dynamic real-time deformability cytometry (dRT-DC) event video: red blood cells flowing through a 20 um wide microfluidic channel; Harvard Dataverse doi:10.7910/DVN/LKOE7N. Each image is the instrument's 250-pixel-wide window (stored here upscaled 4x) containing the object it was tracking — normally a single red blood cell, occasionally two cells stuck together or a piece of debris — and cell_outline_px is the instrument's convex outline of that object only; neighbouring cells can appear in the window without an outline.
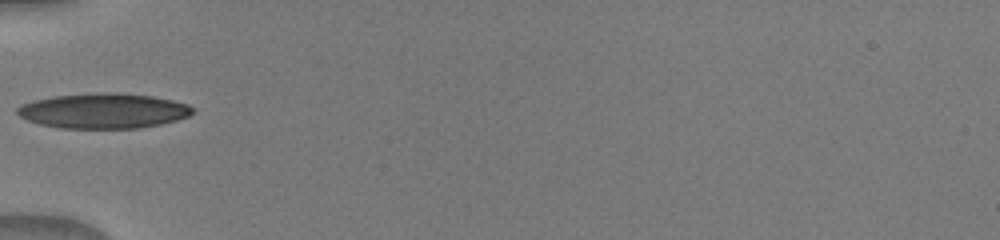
{"species": "human", "species_latin": "Homo sapiens", "temperature_condition": "warm", "stored_images_in_passage": 8, "camera_frame_rate_fps": 3000, "um_per_image_px": 0.085, "donor": {"sex": "male"}, "frame": {"image": 1, "passage_image": 1, "time_ms": 0.0, "image_size_px": [1000, 240], "cell_outline_px": [[192, 112], [188, 116], [176, 120], [160, 124], [140, 128], [60, 128], [40, 124], [24, 120], [16, 112], [16, 108], [20, 104], [36, 100], [56, 96], [104, 92], [120, 92], [152, 96], [172, 100], [188, 104], [192, 108]], "centroid_in_image_um": [8.77, 9.42], "position_along_channel_um": 76.2, "area_um2": 35.84}}
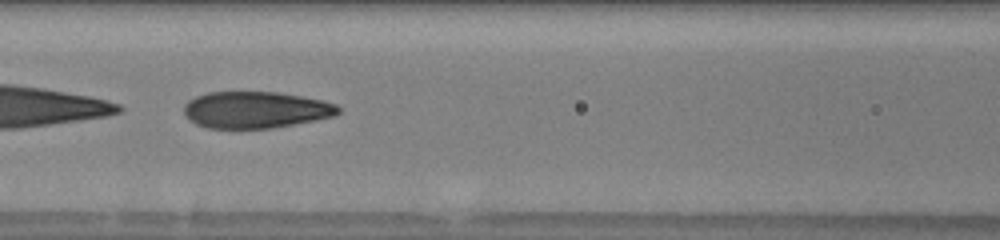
{"frame": {"image": 2, "passage_image": 6, "time_ms": 1.667, "image_size_px": [1000, 240], "cell_outline_px": [[340, 112], [336, 116], [316, 120], [272, 128], [208, 128], [196, 124], [184, 116], [184, 104], [188, 100], [196, 96], [208, 92], [276, 92], [324, 100], [336, 104], [340, 108]], "centroid_in_image_um": [21.73, 9.33], "position_along_channel_um": 144.9, "area_um2": 33.12}}